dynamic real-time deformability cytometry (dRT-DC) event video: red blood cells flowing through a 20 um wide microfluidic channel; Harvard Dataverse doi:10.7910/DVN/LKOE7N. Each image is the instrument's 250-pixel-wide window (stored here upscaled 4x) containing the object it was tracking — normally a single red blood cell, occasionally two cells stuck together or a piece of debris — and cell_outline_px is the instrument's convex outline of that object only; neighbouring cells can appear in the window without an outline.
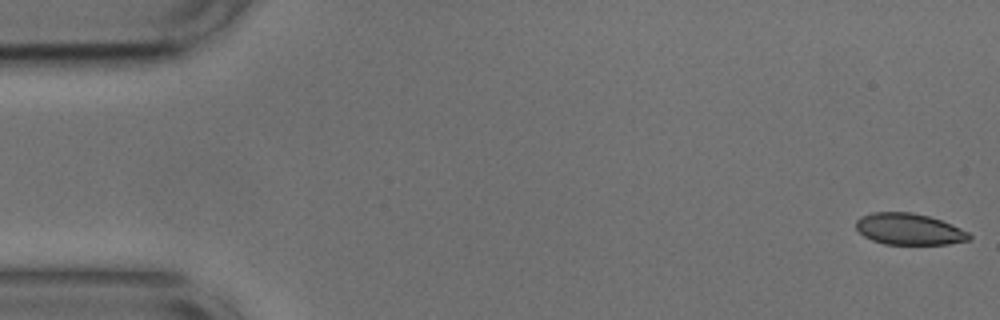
{"species": "common noctule bat (a hibernating species)", "species_latin": "Nyctalus noctula", "temperature_condition": "cold", "stored_images_in_passage": 19, "camera_frame_rate_fps": 3000, "um_per_image_px": 0.085, "animal": {"sex": "male", "body_mass_g": 17.9, "forearm_length_mm": 54.2}, "frame": {"image": 1, "passage_image": 1, "time_ms": 0.0, "image_size_px": [1000, 320], "cell_outline_px": [[972, 236], [968, 240], [948, 244], [884, 244], [872, 240], [864, 236], [856, 228], [856, 220], [860, 216], [872, 212], [912, 212], [928, 216], [952, 224], [968, 232]], "centroid_in_image_um": [77.25, 19.47], "position_along_channel_um": 7.8, "area_um2": 20.69}}
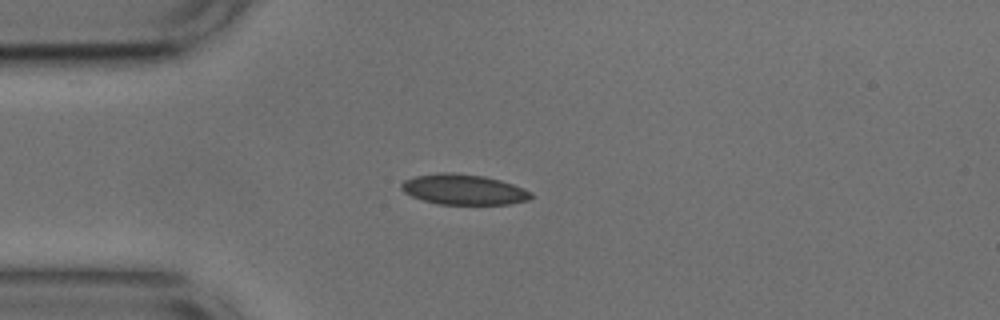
{"frame": {"image": 2, "passage_image": 13, "time_ms": 4.0, "image_size_px": [1000, 320], "cell_outline_px": [[532, 196], [528, 200], [508, 204], [440, 204], [424, 200], [412, 196], [404, 192], [400, 188], [400, 184], [404, 180], [416, 176], [440, 172], [452, 172], [484, 176], [500, 180], [524, 188], [532, 192]], "centroid_in_image_um": [39.4, 16.1], "position_along_channel_um": 45.6, "area_um2": 22.89}}